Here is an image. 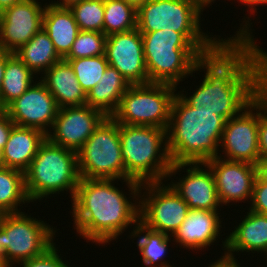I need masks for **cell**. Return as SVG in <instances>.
Listing matches in <instances>:
<instances>
[{
  "mask_svg": "<svg viewBox=\"0 0 267 267\" xmlns=\"http://www.w3.org/2000/svg\"><path fill=\"white\" fill-rule=\"evenodd\" d=\"M258 55L261 63L262 87L267 90V52L258 46Z\"/></svg>",
  "mask_w": 267,
  "mask_h": 267,
  "instance_id": "cell-37",
  "label": "cell"
},
{
  "mask_svg": "<svg viewBox=\"0 0 267 267\" xmlns=\"http://www.w3.org/2000/svg\"><path fill=\"white\" fill-rule=\"evenodd\" d=\"M125 1L133 5L136 9H138L141 5H144L148 0H125Z\"/></svg>",
  "mask_w": 267,
  "mask_h": 267,
  "instance_id": "cell-45",
  "label": "cell"
},
{
  "mask_svg": "<svg viewBox=\"0 0 267 267\" xmlns=\"http://www.w3.org/2000/svg\"><path fill=\"white\" fill-rule=\"evenodd\" d=\"M81 178L123 180L133 202L140 201L141 183L125 180V167L121 157L119 123L107 117L77 152ZM135 199V201H134Z\"/></svg>",
  "mask_w": 267,
  "mask_h": 267,
  "instance_id": "cell-7",
  "label": "cell"
},
{
  "mask_svg": "<svg viewBox=\"0 0 267 267\" xmlns=\"http://www.w3.org/2000/svg\"><path fill=\"white\" fill-rule=\"evenodd\" d=\"M176 89L165 83L130 85L111 117L119 124L167 130Z\"/></svg>",
  "mask_w": 267,
  "mask_h": 267,
  "instance_id": "cell-10",
  "label": "cell"
},
{
  "mask_svg": "<svg viewBox=\"0 0 267 267\" xmlns=\"http://www.w3.org/2000/svg\"><path fill=\"white\" fill-rule=\"evenodd\" d=\"M125 180L162 182L172 165L167 131L154 126L119 124Z\"/></svg>",
  "mask_w": 267,
  "mask_h": 267,
  "instance_id": "cell-4",
  "label": "cell"
},
{
  "mask_svg": "<svg viewBox=\"0 0 267 267\" xmlns=\"http://www.w3.org/2000/svg\"><path fill=\"white\" fill-rule=\"evenodd\" d=\"M22 0L0 13V48L14 53L42 29L45 6Z\"/></svg>",
  "mask_w": 267,
  "mask_h": 267,
  "instance_id": "cell-16",
  "label": "cell"
},
{
  "mask_svg": "<svg viewBox=\"0 0 267 267\" xmlns=\"http://www.w3.org/2000/svg\"><path fill=\"white\" fill-rule=\"evenodd\" d=\"M191 1L193 4H195L202 12L203 10H205L208 5L211 6L214 1L216 0H189Z\"/></svg>",
  "mask_w": 267,
  "mask_h": 267,
  "instance_id": "cell-43",
  "label": "cell"
},
{
  "mask_svg": "<svg viewBox=\"0 0 267 267\" xmlns=\"http://www.w3.org/2000/svg\"><path fill=\"white\" fill-rule=\"evenodd\" d=\"M54 97L39 80L12 102L5 111L15 125L50 132L58 112Z\"/></svg>",
  "mask_w": 267,
  "mask_h": 267,
  "instance_id": "cell-17",
  "label": "cell"
},
{
  "mask_svg": "<svg viewBox=\"0 0 267 267\" xmlns=\"http://www.w3.org/2000/svg\"><path fill=\"white\" fill-rule=\"evenodd\" d=\"M61 2H59L57 0V2H51L50 4L56 7H63V8H70L71 6H73L74 4L79 3L82 0H60ZM59 2V3H58Z\"/></svg>",
  "mask_w": 267,
  "mask_h": 267,
  "instance_id": "cell-42",
  "label": "cell"
},
{
  "mask_svg": "<svg viewBox=\"0 0 267 267\" xmlns=\"http://www.w3.org/2000/svg\"><path fill=\"white\" fill-rule=\"evenodd\" d=\"M248 210L267 215V183L262 182L257 176L253 184L252 198Z\"/></svg>",
  "mask_w": 267,
  "mask_h": 267,
  "instance_id": "cell-35",
  "label": "cell"
},
{
  "mask_svg": "<svg viewBox=\"0 0 267 267\" xmlns=\"http://www.w3.org/2000/svg\"><path fill=\"white\" fill-rule=\"evenodd\" d=\"M13 54L14 53L5 51L4 49L0 48V91H1L2 81L4 78V69L6 66V62Z\"/></svg>",
  "mask_w": 267,
  "mask_h": 267,
  "instance_id": "cell-40",
  "label": "cell"
},
{
  "mask_svg": "<svg viewBox=\"0 0 267 267\" xmlns=\"http://www.w3.org/2000/svg\"><path fill=\"white\" fill-rule=\"evenodd\" d=\"M14 54L36 75L44 74L62 60L48 34L42 28ZM43 72V73H42Z\"/></svg>",
  "mask_w": 267,
  "mask_h": 267,
  "instance_id": "cell-25",
  "label": "cell"
},
{
  "mask_svg": "<svg viewBox=\"0 0 267 267\" xmlns=\"http://www.w3.org/2000/svg\"><path fill=\"white\" fill-rule=\"evenodd\" d=\"M130 238H137V248L142 256V262L146 267H173L165 261L166 252L168 251V242H171L170 235L162 232H156L148 229L139 222L130 233ZM142 235V236H141ZM164 256V257H163ZM162 260H164L162 262ZM161 261V263H160ZM159 262V263H158ZM175 267V266H174Z\"/></svg>",
  "mask_w": 267,
  "mask_h": 267,
  "instance_id": "cell-27",
  "label": "cell"
},
{
  "mask_svg": "<svg viewBox=\"0 0 267 267\" xmlns=\"http://www.w3.org/2000/svg\"><path fill=\"white\" fill-rule=\"evenodd\" d=\"M46 138L39 129L14 125L3 149L5 167L25 172Z\"/></svg>",
  "mask_w": 267,
  "mask_h": 267,
  "instance_id": "cell-22",
  "label": "cell"
},
{
  "mask_svg": "<svg viewBox=\"0 0 267 267\" xmlns=\"http://www.w3.org/2000/svg\"><path fill=\"white\" fill-rule=\"evenodd\" d=\"M202 11L189 0H148L137 9V29L141 33L158 30L182 33L202 54L212 51L222 40L201 30Z\"/></svg>",
  "mask_w": 267,
  "mask_h": 267,
  "instance_id": "cell-8",
  "label": "cell"
},
{
  "mask_svg": "<svg viewBox=\"0 0 267 267\" xmlns=\"http://www.w3.org/2000/svg\"><path fill=\"white\" fill-rule=\"evenodd\" d=\"M20 1L22 0H0V13Z\"/></svg>",
  "mask_w": 267,
  "mask_h": 267,
  "instance_id": "cell-44",
  "label": "cell"
},
{
  "mask_svg": "<svg viewBox=\"0 0 267 267\" xmlns=\"http://www.w3.org/2000/svg\"><path fill=\"white\" fill-rule=\"evenodd\" d=\"M69 9L80 31L103 33L104 0H82Z\"/></svg>",
  "mask_w": 267,
  "mask_h": 267,
  "instance_id": "cell-31",
  "label": "cell"
},
{
  "mask_svg": "<svg viewBox=\"0 0 267 267\" xmlns=\"http://www.w3.org/2000/svg\"><path fill=\"white\" fill-rule=\"evenodd\" d=\"M225 122L221 116L208 109L190 106L176 93L166 130L172 164L205 163L220 156L218 146Z\"/></svg>",
  "mask_w": 267,
  "mask_h": 267,
  "instance_id": "cell-3",
  "label": "cell"
},
{
  "mask_svg": "<svg viewBox=\"0 0 267 267\" xmlns=\"http://www.w3.org/2000/svg\"><path fill=\"white\" fill-rule=\"evenodd\" d=\"M139 199L140 222L148 229L170 236L179 229L190 210L175 190L163 182L142 183Z\"/></svg>",
  "mask_w": 267,
  "mask_h": 267,
  "instance_id": "cell-11",
  "label": "cell"
},
{
  "mask_svg": "<svg viewBox=\"0 0 267 267\" xmlns=\"http://www.w3.org/2000/svg\"><path fill=\"white\" fill-rule=\"evenodd\" d=\"M205 163L213 172L221 207L231 202L251 201L256 178V165L247 162L228 161L222 159V156L214 157Z\"/></svg>",
  "mask_w": 267,
  "mask_h": 267,
  "instance_id": "cell-18",
  "label": "cell"
},
{
  "mask_svg": "<svg viewBox=\"0 0 267 267\" xmlns=\"http://www.w3.org/2000/svg\"><path fill=\"white\" fill-rule=\"evenodd\" d=\"M43 76L40 80L54 97L58 108L86 105V94L68 61L62 59L55 63Z\"/></svg>",
  "mask_w": 267,
  "mask_h": 267,
  "instance_id": "cell-21",
  "label": "cell"
},
{
  "mask_svg": "<svg viewBox=\"0 0 267 267\" xmlns=\"http://www.w3.org/2000/svg\"><path fill=\"white\" fill-rule=\"evenodd\" d=\"M219 214L218 211L190 209L186 219L172 236V241L179 243L180 247L198 251L213 245L221 234L222 221Z\"/></svg>",
  "mask_w": 267,
  "mask_h": 267,
  "instance_id": "cell-19",
  "label": "cell"
},
{
  "mask_svg": "<svg viewBox=\"0 0 267 267\" xmlns=\"http://www.w3.org/2000/svg\"><path fill=\"white\" fill-rule=\"evenodd\" d=\"M137 28V9L125 0H104L103 33L106 36Z\"/></svg>",
  "mask_w": 267,
  "mask_h": 267,
  "instance_id": "cell-29",
  "label": "cell"
},
{
  "mask_svg": "<svg viewBox=\"0 0 267 267\" xmlns=\"http://www.w3.org/2000/svg\"><path fill=\"white\" fill-rule=\"evenodd\" d=\"M239 1V3L241 2V4H243L244 3V5H246L247 6V9H249L251 12H249V13H252V15H254L255 14V11L257 10L256 9V7L258 6V5H267V0H238ZM249 7V8H248Z\"/></svg>",
  "mask_w": 267,
  "mask_h": 267,
  "instance_id": "cell-41",
  "label": "cell"
},
{
  "mask_svg": "<svg viewBox=\"0 0 267 267\" xmlns=\"http://www.w3.org/2000/svg\"><path fill=\"white\" fill-rule=\"evenodd\" d=\"M15 124L9 118L5 110L0 111V148L4 149L8 141L9 134Z\"/></svg>",
  "mask_w": 267,
  "mask_h": 267,
  "instance_id": "cell-36",
  "label": "cell"
},
{
  "mask_svg": "<svg viewBox=\"0 0 267 267\" xmlns=\"http://www.w3.org/2000/svg\"><path fill=\"white\" fill-rule=\"evenodd\" d=\"M42 28L52 40L55 50L64 59L70 52L80 29L69 8L45 4Z\"/></svg>",
  "mask_w": 267,
  "mask_h": 267,
  "instance_id": "cell-23",
  "label": "cell"
},
{
  "mask_svg": "<svg viewBox=\"0 0 267 267\" xmlns=\"http://www.w3.org/2000/svg\"><path fill=\"white\" fill-rule=\"evenodd\" d=\"M24 173L26 193L31 202L64 191H69L73 200L81 179L77 152L53 144L47 138Z\"/></svg>",
  "mask_w": 267,
  "mask_h": 267,
  "instance_id": "cell-6",
  "label": "cell"
},
{
  "mask_svg": "<svg viewBox=\"0 0 267 267\" xmlns=\"http://www.w3.org/2000/svg\"><path fill=\"white\" fill-rule=\"evenodd\" d=\"M246 19L244 16L236 35L196 60V71L206 70L199 88L191 96L184 95L185 89L177 92L190 106L208 109L225 121L240 114L264 91L258 44L249 29L250 17Z\"/></svg>",
  "mask_w": 267,
  "mask_h": 267,
  "instance_id": "cell-1",
  "label": "cell"
},
{
  "mask_svg": "<svg viewBox=\"0 0 267 267\" xmlns=\"http://www.w3.org/2000/svg\"><path fill=\"white\" fill-rule=\"evenodd\" d=\"M105 56L130 85L148 84L141 32L135 28L106 37Z\"/></svg>",
  "mask_w": 267,
  "mask_h": 267,
  "instance_id": "cell-15",
  "label": "cell"
},
{
  "mask_svg": "<svg viewBox=\"0 0 267 267\" xmlns=\"http://www.w3.org/2000/svg\"><path fill=\"white\" fill-rule=\"evenodd\" d=\"M114 181L118 182L81 178L71 201L74 229L99 246L118 239L128 226L135 227L140 222V202L133 203L127 193L114 186Z\"/></svg>",
  "mask_w": 267,
  "mask_h": 267,
  "instance_id": "cell-2",
  "label": "cell"
},
{
  "mask_svg": "<svg viewBox=\"0 0 267 267\" xmlns=\"http://www.w3.org/2000/svg\"><path fill=\"white\" fill-rule=\"evenodd\" d=\"M141 34L149 83L177 87L183 78L193 76L202 53L182 33L165 29Z\"/></svg>",
  "mask_w": 267,
  "mask_h": 267,
  "instance_id": "cell-5",
  "label": "cell"
},
{
  "mask_svg": "<svg viewBox=\"0 0 267 267\" xmlns=\"http://www.w3.org/2000/svg\"><path fill=\"white\" fill-rule=\"evenodd\" d=\"M240 263L237 262V259H230L225 256L220 257L214 263L210 264L208 267H242L239 265Z\"/></svg>",
  "mask_w": 267,
  "mask_h": 267,
  "instance_id": "cell-39",
  "label": "cell"
},
{
  "mask_svg": "<svg viewBox=\"0 0 267 267\" xmlns=\"http://www.w3.org/2000/svg\"><path fill=\"white\" fill-rule=\"evenodd\" d=\"M185 168L187 175L179 178L178 182L171 180L169 185L187 203L189 209L218 211L221 203L217 195L215 178L206 163L172 164L166 179L173 177L172 175L175 177L180 169L182 171Z\"/></svg>",
  "mask_w": 267,
  "mask_h": 267,
  "instance_id": "cell-14",
  "label": "cell"
},
{
  "mask_svg": "<svg viewBox=\"0 0 267 267\" xmlns=\"http://www.w3.org/2000/svg\"><path fill=\"white\" fill-rule=\"evenodd\" d=\"M34 75L15 54L7 60L0 91L1 110H5L33 85Z\"/></svg>",
  "mask_w": 267,
  "mask_h": 267,
  "instance_id": "cell-26",
  "label": "cell"
},
{
  "mask_svg": "<svg viewBox=\"0 0 267 267\" xmlns=\"http://www.w3.org/2000/svg\"><path fill=\"white\" fill-rule=\"evenodd\" d=\"M64 60L68 61L72 66L77 80L86 95L101 81L109 66L105 55Z\"/></svg>",
  "mask_w": 267,
  "mask_h": 267,
  "instance_id": "cell-30",
  "label": "cell"
},
{
  "mask_svg": "<svg viewBox=\"0 0 267 267\" xmlns=\"http://www.w3.org/2000/svg\"><path fill=\"white\" fill-rule=\"evenodd\" d=\"M106 35L101 32L80 31L69 54L64 59L105 55Z\"/></svg>",
  "mask_w": 267,
  "mask_h": 267,
  "instance_id": "cell-32",
  "label": "cell"
},
{
  "mask_svg": "<svg viewBox=\"0 0 267 267\" xmlns=\"http://www.w3.org/2000/svg\"><path fill=\"white\" fill-rule=\"evenodd\" d=\"M5 215H6V213L4 211L0 210V228H1V224H2V221L5 217Z\"/></svg>",
  "mask_w": 267,
  "mask_h": 267,
  "instance_id": "cell-47",
  "label": "cell"
},
{
  "mask_svg": "<svg viewBox=\"0 0 267 267\" xmlns=\"http://www.w3.org/2000/svg\"><path fill=\"white\" fill-rule=\"evenodd\" d=\"M5 167L4 159H3V149L0 148V168Z\"/></svg>",
  "mask_w": 267,
  "mask_h": 267,
  "instance_id": "cell-46",
  "label": "cell"
},
{
  "mask_svg": "<svg viewBox=\"0 0 267 267\" xmlns=\"http://www.w3.org/2000/svg\"><path fill=\"white\" fill-rule=\"evenodd\" d=\"M130 84L113 67L108 66L101 81L86 95V105L111 117L118 109Z\"/></svg>",
  "mask_w": 267,
  "mask_h": 267,
  "instance_id": "cell-24",
  "label": "cell"
},
{
  "mask_svg": "<svg viewBox=\"0 0 267 267\" xmlns=\"http://www.w3.org/2000/svg\"><path fill=\"white\" fill-rule=\"evenodd\" d=\"M57 251L58 247L54 244L44 254L17 264H20V267L21 265L22 267H71L61 259L62 257H60Z\"/></svg>",
  "mask_w": 267,
  "mask_h": 267,
  "instance_id": "cell-33",
  "label": "cell"
},
{
  "mask_svg": "<svg viewBox=\"0 0 267 267\" xmlns=\"http://www.w3.org/2000/svg\"><path fill=\"white\" fill-rule=\"evenodd\" d=\"M258 145L260 158H267V90L259 95Z\"/></svg>",
  "mask_w": 267,
  "mask_h": 267,
  "instance_id": "cell-34",
  "label": "cell"
},
{
  "mask_svg": "<svg viewBox=\"0 0 267 267\" xmlns=\"http://www.w3.org/2000/svg\"><path fill=\"white\" fill-rule=\"evenodd\" d=\"M256 176L267 183V158H260L256 164Z\"/></svg>",
  "mask_w": 267,
  "mask_h": 267,
  "instance_id": "cell-38",
  "label": "cell"
},
{
  "mask_svg": "<svg viewBox=\"0 0 267 267\" xmlns=\"http://www.w3.org/2000/svg\"><path fill=\"white\" fill-rule=\"evenodd\" d=\"M27 215L25 212L5 215L0 228L1 267H13L38 257L55 244V227Z\"/></svg>",
  "mask_w": 267,
  "mask_h": 267,
  "instance_id": "cell-9",
  "label": "cell"
},
{
  "mask_svg": "<svg viewBox=\"0 0 267 267\" xmlns=\"http://www.w3.org/2000/svg\"><path fill=\"white\" fill-rule=\"evenodd\" d=\"M226 237L221 245L225 248L223 256L227 258L235 259L234 252L239 251L267 255V215L249 210L242 222Z\"/></svg>",
  "mask_w": 267,
  "mask_h": 267,
  "instance_id": "cell-20",
  "label": "cell"
},
{
  "mask_svg": "<svg viewBox=\"0 0 267 267\" xmlns=\"http://www.w3.org/2000/svg\"><path fill=\"white\" fill-rule=\"evenodd\" d=\"M258 125L259 96L240 114L225 122L219 146L225 153L222 159L256 165L260 159Z\"/></svg>",
  "mask_w": 267,
  "mask_h": 267,
  "instance_id": "cell-12",
  "label": "cell"
},
{
  "mask_svg": "<svg viewBox=\"0 0 267 267\" xmlns=\"http://www.w3.org/2000/svg\"><path fill=\"white\" fill-rule=\"evenodd\" d=\"M106 118L102 111L88 105L62 107L46 137L53 144L78 152Z\"/></svg>",
  "mask_w": 267,
  "mask_h": 267,
  "instance_id": "cell-13",
  "label": "cell"
},
{
  "mask_svg": "<svg viewBox=\"0 0 267 267\" xmlns=\"http://www.w3.org/2000/svg\"><path fill=\"white\" fill-rule=\"evenodd\" d=\"M26 193L25 173L21 170L0 168V210L6 214L19 213L20 204L30 203Z\"/></svg>",
  "mask_w": 267,
  "mask_h": 267,
  "instance_id": "cell-28",
  "label": "cell"
}]
</instances>
